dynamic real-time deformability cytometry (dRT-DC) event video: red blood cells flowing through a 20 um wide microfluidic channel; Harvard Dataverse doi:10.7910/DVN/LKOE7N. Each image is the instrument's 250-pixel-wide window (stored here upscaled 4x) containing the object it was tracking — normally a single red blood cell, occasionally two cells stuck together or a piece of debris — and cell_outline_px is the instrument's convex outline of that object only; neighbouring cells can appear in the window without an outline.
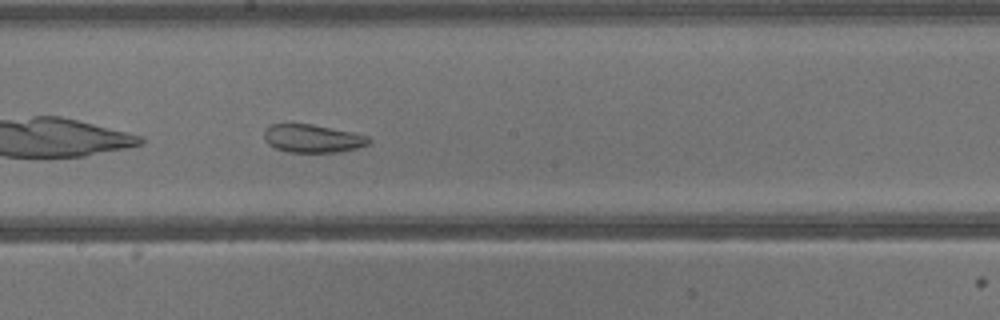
{"species": "common noctule bat (a hibernating species)", "species_latin": "Nyctalus noctula", "temperature_condition": "warm", "stored_images_in_passage": 40, "camera_frame_rate_fps": 3000, "um_per_image_px": 0.085, "animal": {"sex": "male", "body_mass_g": 13.3}, "frame": {"image": 1, "passage_image": 23, "time_ms": 7.333, "image_size_px": [1000, 320], "cell_outline_px": [[372, 140], [368, 144], [356, 148], [340, 152], [288, 152], [276, 148], [268, 144], [264, 140], [264, 128], [272, 124], [312, 124], [352, 132], [368, 136]], "centroid_in_image_um": [26.55, 11.77], "position_along_channel_um": 221.6, "area_um2": 17.17}}